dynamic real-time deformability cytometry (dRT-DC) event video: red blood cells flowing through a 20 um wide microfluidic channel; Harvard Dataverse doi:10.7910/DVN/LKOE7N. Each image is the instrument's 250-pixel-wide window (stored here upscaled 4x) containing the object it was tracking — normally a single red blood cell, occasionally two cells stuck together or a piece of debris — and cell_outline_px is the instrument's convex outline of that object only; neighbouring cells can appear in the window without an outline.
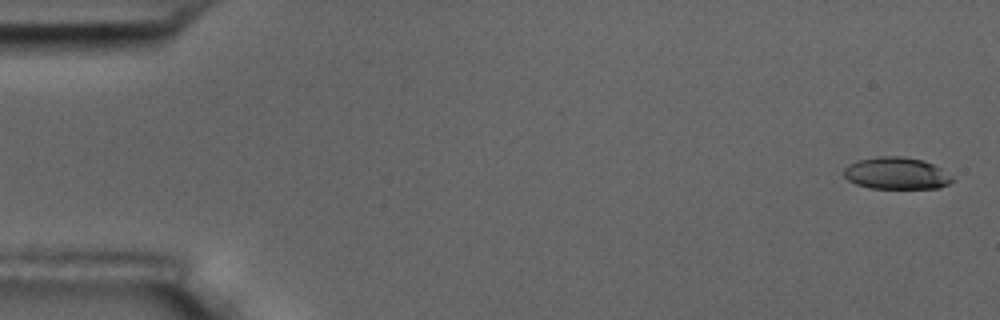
{"species": "common noctule bat (a hibernating species)", "species_latin": "Nyctalus noctula", "temperature_condition": "room temperature", "stored_images_in_passage": 9, "camera_frame_rate_fps": 3000, "um_per_image_px": 0.085, "animal": {"sex": "male", "body_mass_g": 17.5, "forearm_length_mm": 52.3}, "frame": {"image": 1, "passage_image": 1, "time_ms": 0.0, "image_size_px": [1000, 320], "cell_outline_px": [[952, 180], [948, 184], [936, 188], [868, 188], [856, 184], [848, 180], [844, 176], [844, 168], [848, 164], [856, 160], [876, 156], [900, 156], [920, 160], [932, 164], [940, 168], [952, 176]], "centroid_in_image_um": [76.13, 14.73], "position_along_channel_um": 8.9, "area_um2": 20.11}}
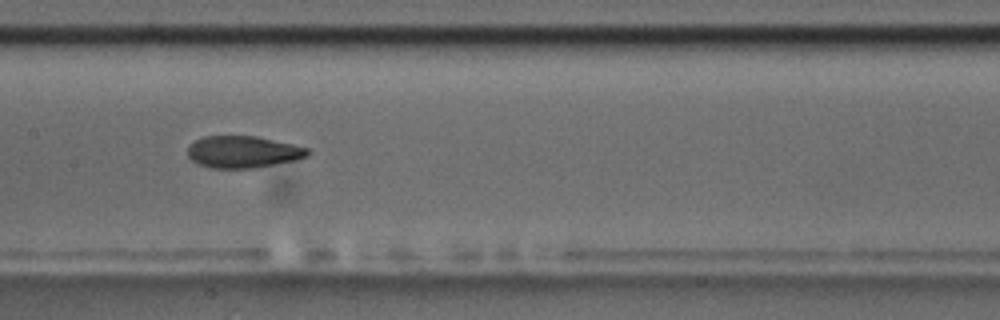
{"frame": {"image": 2, "passage_image": 9, "time_ms": 9.0, "image_size_px": [1000, 320], "cell_outline_px": [[312, 152], [308, 156], [296, 160], [252, 168], [212, 168], [196, 164], [188, 156], [188, 144], [204, 136], [256, 136], [292, 144], [308, 148]], "centroid_in_image_um": [20.65, 12.91], "position_along_channel_um": 186.8, "area_um2": 22.37}}